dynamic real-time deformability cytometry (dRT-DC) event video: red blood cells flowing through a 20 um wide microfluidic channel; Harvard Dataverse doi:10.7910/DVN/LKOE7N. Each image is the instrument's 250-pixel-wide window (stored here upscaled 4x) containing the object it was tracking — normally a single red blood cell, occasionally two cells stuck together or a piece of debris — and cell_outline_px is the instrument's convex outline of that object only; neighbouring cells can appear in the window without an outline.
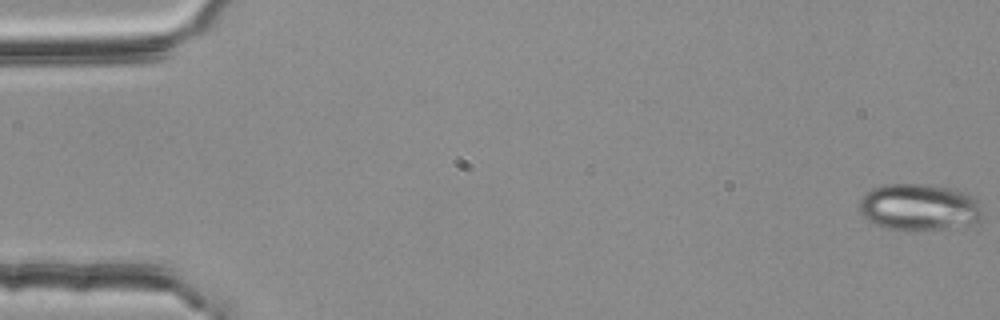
{"species": "common noctule bat (a hibernating species)", "species_latin": "Nyctalus noctula", "temperature_condition": "room temperature", "stored_images_in_passage": 55, "camera_frame_rate_fps": 3000, "um_per_image_px": 0.085, "animal": {"sex": "female", "body_mass_g": 25.1}, "frame": {"image": 1, "passage_image": 1, "time_ms": 0.0, "image_size_px": [1000, 320], "cell_outline_px": [[980, 220], [964, 232], [904, 232], [884, 228], [872, 224], [860, 212], [860, 196], [872, 188], [884, 184], [928, 184], [960, 188], [980, 196]], "centroid_in_image_um": [78.27, 17.68], "position_along_channel_um": 6.7, "area_um2": 36.41}}
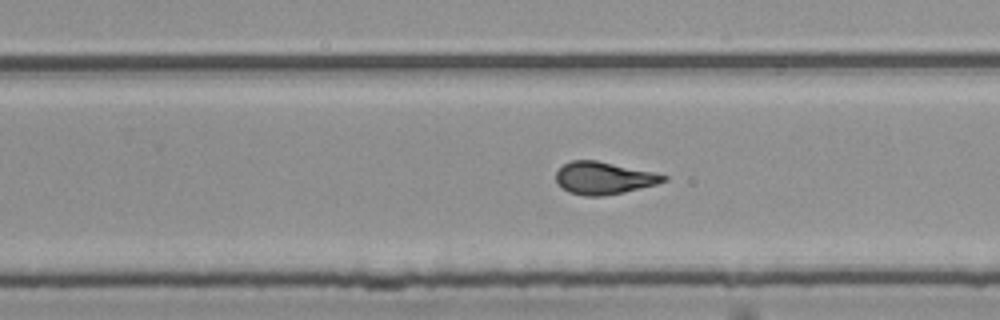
{"frame": {"image": 2, "passage_image": 35, "time_ms": 11.333, "image_size_px": [1000, 320], "cell_outline_px": [[668, 180], [656, 184], [624, 192], [600, 196], [584, 196], [568, 192], [556, 180], [556, 172], [564, 164], [572, 160], [596, 160], [652, 172], [668, 176]], "centroid_in_image_um": [51.31, 15.13], "position_along_channel_um": 278.5, "area_um2": 20.0}}
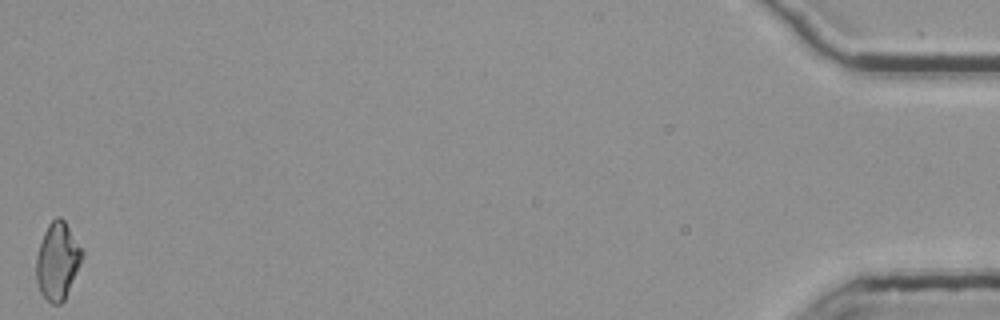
{"frame": {"image": 3, "passage_image": 55, "time_ms": 18.0, "image_size_px": [1000, 320], "cell_outline_px": [[84, 256], [64, 300], [60, 304], [52, 304], [40, 292], [36, 280], [36, 256], [44, 232], [48, 224], [56, 216], [60, 216], [64, 220], [84, 252]], "centroid_in_image_um": [4.89, 22.18], "position_along_channel_um": 430.3, "area_um2": 20.52}, "authors_computed_cell_mechanics": {"area_um2": 20.4034, "velocity_mm_per_s": 3.7732, "shape_relaxation_time_tau1_ms": 10.2527, "shape_relaxation_time_tau2_ms": 1.4231, "deformation_change_tau1": 0.2787, "deformation_change_tau2": 0.0793}}